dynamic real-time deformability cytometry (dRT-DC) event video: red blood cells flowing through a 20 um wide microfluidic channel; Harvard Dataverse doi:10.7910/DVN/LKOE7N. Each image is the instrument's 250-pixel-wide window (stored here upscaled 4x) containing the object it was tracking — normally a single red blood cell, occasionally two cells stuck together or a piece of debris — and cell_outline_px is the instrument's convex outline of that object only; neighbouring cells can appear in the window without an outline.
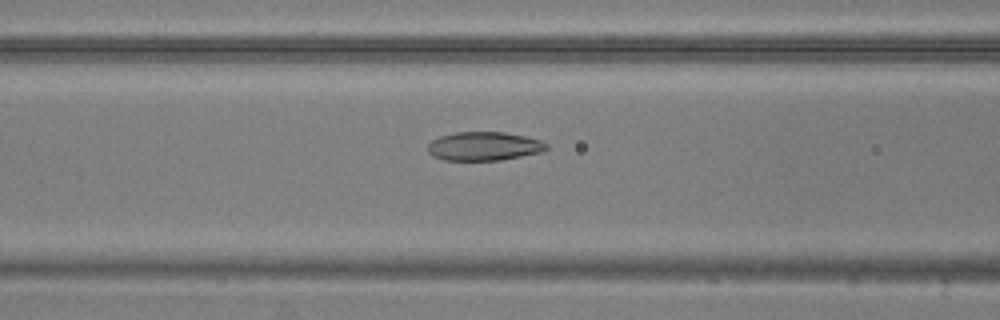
{"species": "common noctule bat (a hibernating species)", "species_latin": "Nyctalus noctula", "temperature_condition": "warm", "stored_images_in_passage": 54, "camera_frame_rate_fps": 3000, "um_per_image_px": 0.085, "animal": {"sex": "male", "body_mass_g": 20.5, "forearm_length_mm": 52.5}, "frame": {"image": 1, "passage_image": 21, "time_ms": 6.667, "image_size_px": [1000, 320], "cell_outline_px": [[548, 148], [544, 152], [500, 160], [444, 160], [432, 156], [428, 152], [428, 144], [432, 140], [440, 136], [456, 132], [504, 132], [524, 136], [540, 140], [548, 144]], "centroid_in_image_um": [41.15, 12.43], "position_along_channel_um": 125.5, "area_um2": 19.94}}
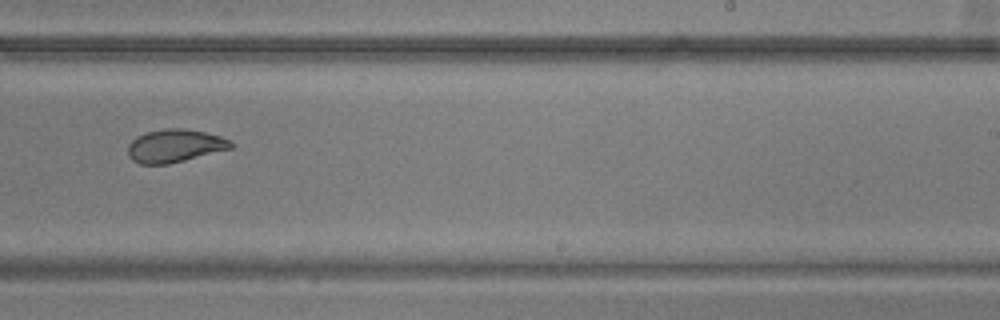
{"frame": {"image": 2, "passage_image": 33, "time_ms": 10.667, "image_size_px": [1000, 320], "cell_outline_px": [[236, 144], [232, 148], [168, 164], [140, 164], [132, 160], [128, 156], [128, 144], [136, 136], [148, 132], [164, 128], [184, 128], [204, 132], [220, 136]], "centroid_in_image_um": [14.84, 12.39], "position_along_channel_um": 274.2, "area_um2": 19.77}}
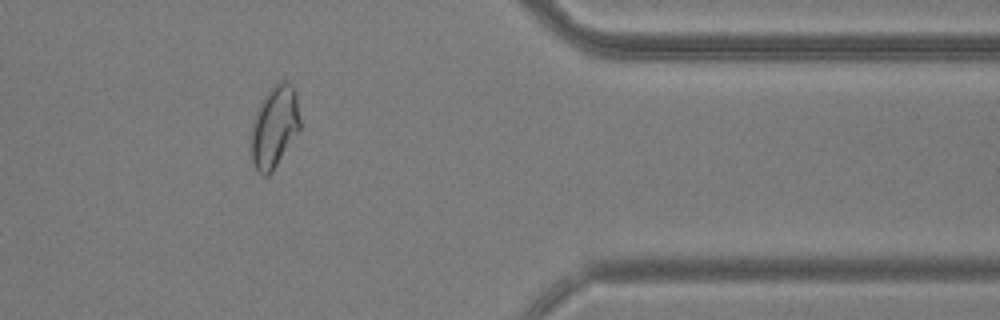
{"frame": {"image": 3, "passage_image": 44, "time_ms": 14.333, "image_size_px": [1000, 320], "cell_outline_px": [[300, 132], [272, 172], [268, 176], [264, 176], [256, 172], [252, 160], [252, 120], [264, 96], [272, 84], [280, 80], [284, 80], [292, 84], [296, 92], [300, 120]], "centroid_in_image_um": [23.35, 10.77], "position_along_channel_um": 388.0, "area_um2": 23.76}, "authors_computed_cell_mechanics": {"area_um2": 22.1663, "velocity_mm_per_s": 3.7192, "shape_relaxation_time_tau1_ms": null, "shape_relaxation_time_tau2_ms": 1.4884, "deformation_change_tau1": null, "deformation_change_tau2": 0.0673}}